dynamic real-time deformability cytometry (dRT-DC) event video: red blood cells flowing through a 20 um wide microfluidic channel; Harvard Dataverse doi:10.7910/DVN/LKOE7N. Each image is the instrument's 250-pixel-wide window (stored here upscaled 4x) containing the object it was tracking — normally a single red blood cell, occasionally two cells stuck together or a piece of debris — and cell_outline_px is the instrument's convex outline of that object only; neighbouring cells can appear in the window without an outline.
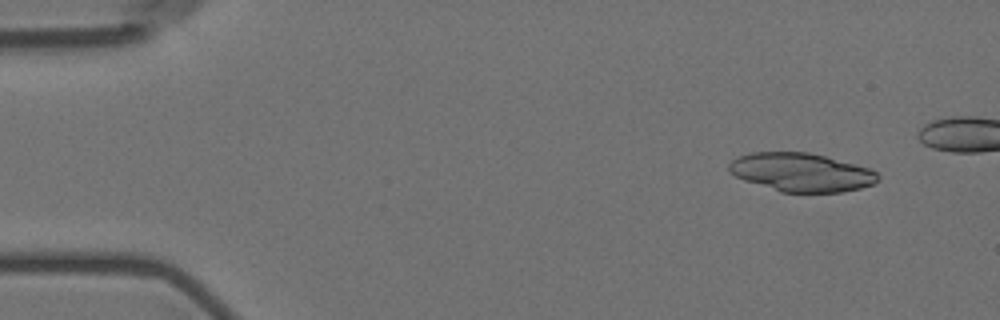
{"species": "Egyptian fruit bat (a non-hibernating species)", "species_latin": "Rousettus aegyptiacus", "temperature_condition": "room temperature", "stored_images_in_passage": 8, "segment_of_instrument_passage": [1, 2], "camera_frame_rate_fps": 3000, "um_per_image_px": 0.085, "animal": {"sex": "female"}, "frame": {"image": 1, "passage_image": 1, "time_ms": 0.0, "image_size_px": [1000, 320], "cell_outline_px": [[880, 180], [872, 184], [860, 188], [840, 192], [780, 192], [744, 180], [728, 172], [728, 164], [732, 160], [740, 156], [752, 152], [808, 152], [824, 156], [868, 168], [876, 172], [880, 176]], "centroid_in_image_um": [68.08, 14.65], "position_along_channel_um": 16.9, "area_um2": 33.23}}